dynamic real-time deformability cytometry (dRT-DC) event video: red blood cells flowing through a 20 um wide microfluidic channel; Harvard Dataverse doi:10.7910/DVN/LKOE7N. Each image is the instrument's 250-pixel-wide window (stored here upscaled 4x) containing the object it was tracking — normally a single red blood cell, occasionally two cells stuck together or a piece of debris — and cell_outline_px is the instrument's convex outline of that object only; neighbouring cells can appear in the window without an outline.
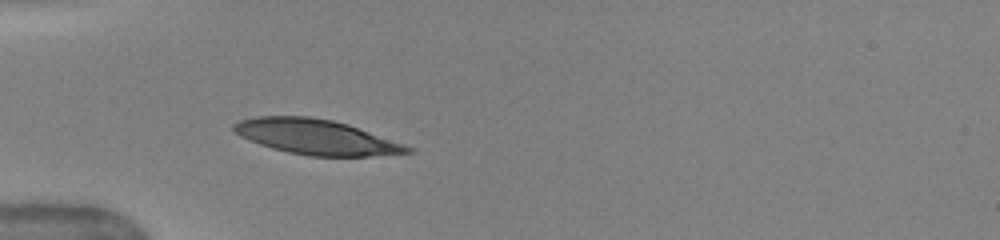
{"species": "human", "species_latin": "Homo sapiens", "temperature_condition": "warm", "stored_images_in_passage": 32, "camera_frame_rate_fps": 3000, "um_per_image_px": 0.085, "donor": {"sex": "female"}, "frame": {"image": 1, "passage_image": 1, "time_ms": 0.0, "image_size_px": [1000, 240], "cell_outline_px": [[412, 152], [368, 156], [308, 156], [288, 152], [272, 148], [260, 144], [240, 136], [232, 132], [232, 124], [240, 120], [256, 116], [308, 116], [332, 120], [348, 124], [404, 144], [412, 148]], "centroid_in_image_um": [26.82, 11.63], "position_along_channel_um": 58.2, "area_um2": 35.32}}
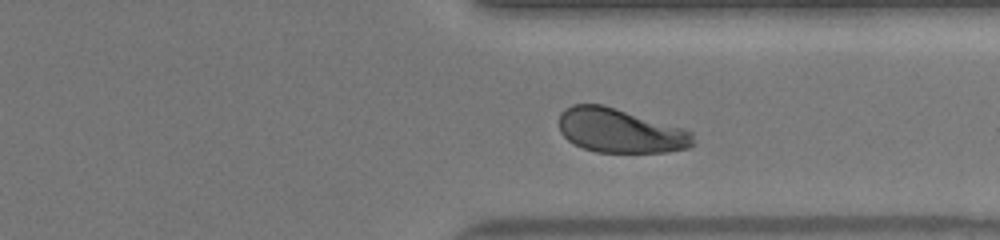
{"frame": {"image": 2, "passage_image": 24, "time_ms": 7.667, "image_size_px": [1000, 240], "cell_outline_px": [[692, 144], [688, 148], [668, 152], [596, 152], [572, 144], [560, 132], [560, 112], [564, 108], [572, 104], [604, 104], [684, 128], [692, 132]], "centroid_in_image_um": [52.69, 11.1], "position_along_channel_um": 358.7, "area_um2": 34.68}}
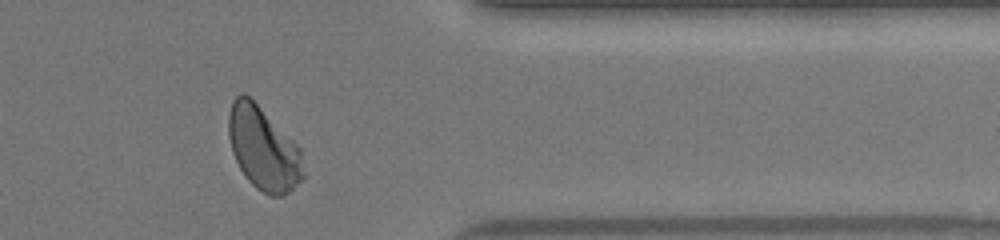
{"frame": {"image": 3, "passage_image": 27, "time_ms": 8.667, "image_size_px": [1000, 240], "cell_outline_px": [[308, 176], [284, 196], [268, 196], [256, 188], [244, 176], [232, 152], [228, 136], [228, 116], [232, 100], [236, 96], [248, 96], [300, 148]], "centroid_in_image_um": [22.42, 12.71], "position_along_channel_um": 389.0, "area_um2": 36.24}, "authors_computed_cell_mechanics": {"area_um2": 35.7782, "velocity_mm_per_s": 4.026, "shape_relaxation_time_tau1_ms": 3.2964, "shape_relaxation_time_tau2_ms": null, "deformation_change_tau1": 0.1566, "deformation_change_tau2": null}}